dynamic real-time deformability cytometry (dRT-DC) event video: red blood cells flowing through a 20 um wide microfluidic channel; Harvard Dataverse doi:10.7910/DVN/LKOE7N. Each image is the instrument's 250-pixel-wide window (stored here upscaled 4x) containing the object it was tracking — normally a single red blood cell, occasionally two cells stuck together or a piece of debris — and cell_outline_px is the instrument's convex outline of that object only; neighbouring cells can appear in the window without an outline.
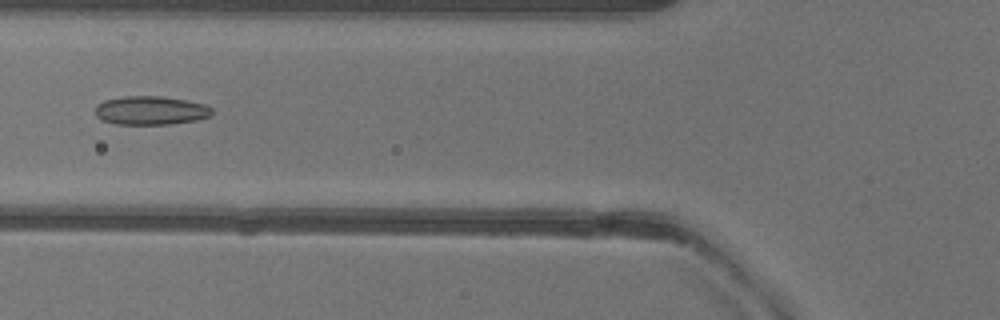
{"species": "common noctule bat (a hibernating species)", "species_latin": "Nyctalus noctula", "temperature_condition": "warm", "stored_images_in_passage": 28, "camera_frame_rate_fps": 3000, "um_per_image_px": 0.085, "animal": {"sex": "female"}, "frame": {"image": 1, "passage_image": 14, "time_ms": 4.333, "image_size_px": [1000, 320], "cell_outline_px": [[212, 116], [196, 120], [172, 124], [116, 124], [104, 120], [96, 116], [96, 104], [104, 100], [124, 96], [164, 96], [204, 104], [212, 108]], "centroid_in_image_um": [12.82, 9.38], "position_along_channel_um": 113.0, "area_um2": 19.54}}
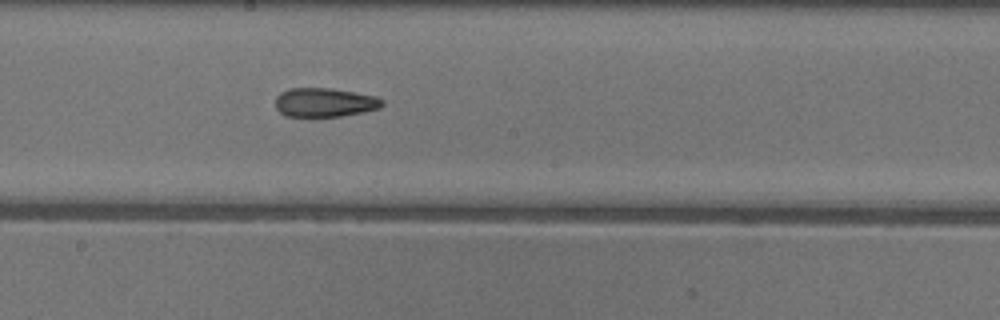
{"frame": {"image": 2, "passage_image": 22, "time_ms": 7.0, "image_size_px": [1000, 320], "cell_outline_px": [[384, 104], [380, 108], [364, 112], [340, 116], [284, 116], [276, 108], [276, 96], [280, 92], [288, 88], [332, 88], [376, 96], [384, 100]], "centroid_in_image_um": [27.6, 8.7], "position_along_channel_um": 220.6, "area_um2": 18.15}}
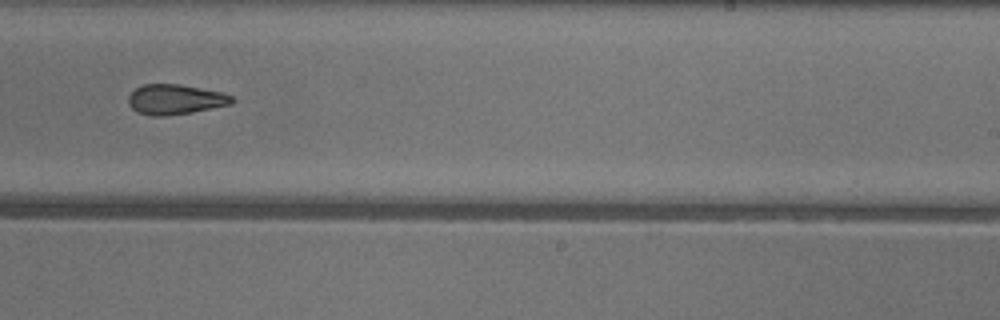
{"frame": {"image": 3, "passage_image": 26, "time_ms": 8.333, "image_size_px": [1000, 320], "cell_outline_px": [[236, 100], [232, 104], [192, 112], [164, 116], [152, 116], [136, 112], [128, 104], [128, 96], [136, 88], [144, 84], [180, 84], [220, 92], [232, 96]], "centroid_in_image_um": [14.88, 8.45], "position_along_channel_um": 274.1, "area_um2": 18.15}}